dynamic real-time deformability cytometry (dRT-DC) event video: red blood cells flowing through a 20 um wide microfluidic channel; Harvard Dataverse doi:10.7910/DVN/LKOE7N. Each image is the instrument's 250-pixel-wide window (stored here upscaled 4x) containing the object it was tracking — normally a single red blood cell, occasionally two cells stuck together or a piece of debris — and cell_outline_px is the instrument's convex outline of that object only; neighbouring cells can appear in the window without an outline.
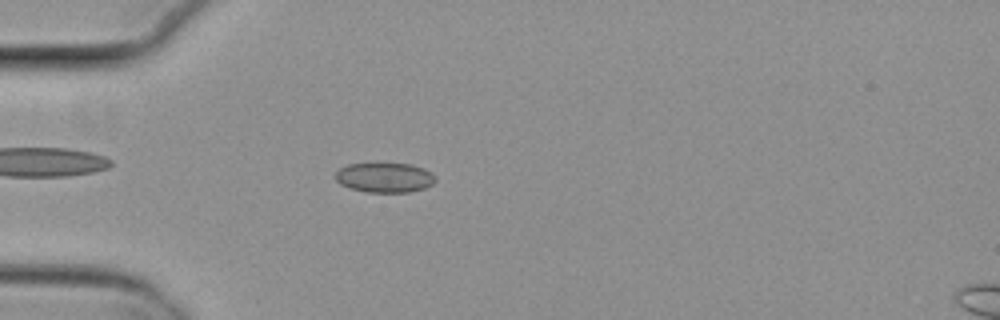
{"species": "common noctule bat (a hibernating species)", "species_latin": "Nyctalus noctula", "temperature_condition": "cold", "stored_images_in_passage": 46, "camera_frame_rate_fps": 3000, "um_per_image_px": 0.085, "animal": {"sex": "female", "body_mass_g": 29.2, "forearm_length_mm": 56.3}, "frame": {"image": 1, "passage_image": 8, "time_ms": 2.333, "image_size_px": [1000, 320], "cell_outline_px": [[436, 180], [432, 184], [424, 188], [408, 192], [364, 192], [348, 188], [340, 184], [332, 176], [340, 168], [348, 164], [412, 164], [424, 168], [432, 172], [436, 176]], "centroid_in_image_um": [32.68, 15.1], "position_along_channel_um": 52.3, "area_um2": 17.51}}
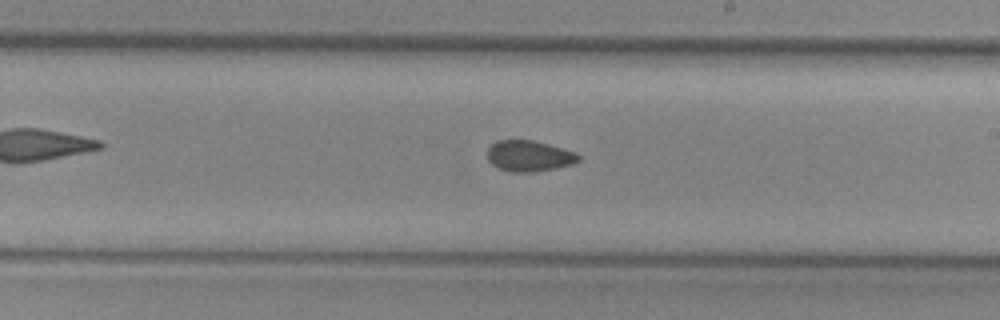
{"frame": {"image": 2, "passage_image": 24, "time_ms": 7.667, "image_size_px": [1000, 320], "cell_outline_px": [[580, 160], [572, 164], [556, 168], [532, 172], [512, 172], [500, 168], [492, 164], [488, 160], [488, 148], [496, 140], [532, 140], [548, 144], [576, 152], [580, 156]], "centroid_in_image_um": [44.98, 13.25], "position_along_channel_um": 244.0, "area_um2": 16.36}}
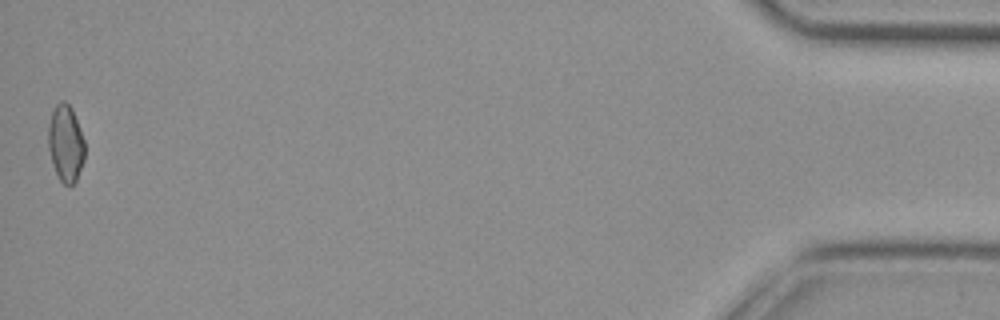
{"frame": {"image": 3, "passage_image": 46, "time_ms": 15.0, "image_size_px": [1000, 320], "cell_outline_px": [[84, 160], [76, 180], [72, 184], [64, 184], [60, 180], [52, 164], [48, 148], [48, 124], [52, 112], [56, 104], [60, 100], [64, 100], [72, 108], [84, 140]], "centroid_in_image_um": [5.57, 12.16], "position_along_channel_um": 429.6, "area_um2": 16.3}, "authors_computed_cell_mechanics": {"area_um2": 16.8776, "velocity_mm_per_s": 3.8152, "shape_relaxation_time_tau1_ms": null, "shape_relaxation_time_tau2_ms": 4.0037, "deformation_change_tau1": null, "deformation_change_tau2": 0.0785}}